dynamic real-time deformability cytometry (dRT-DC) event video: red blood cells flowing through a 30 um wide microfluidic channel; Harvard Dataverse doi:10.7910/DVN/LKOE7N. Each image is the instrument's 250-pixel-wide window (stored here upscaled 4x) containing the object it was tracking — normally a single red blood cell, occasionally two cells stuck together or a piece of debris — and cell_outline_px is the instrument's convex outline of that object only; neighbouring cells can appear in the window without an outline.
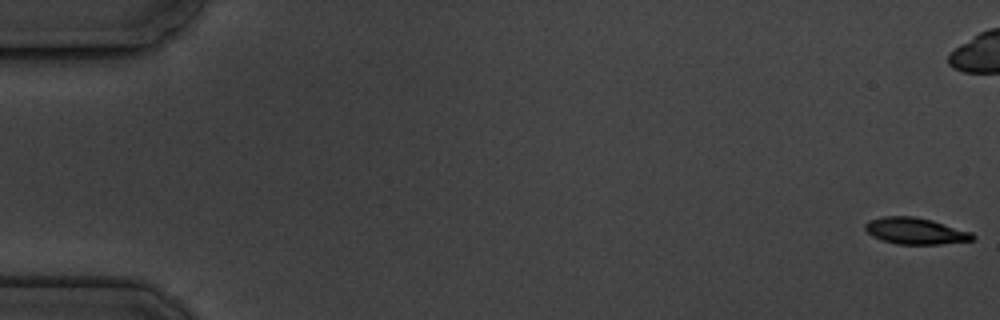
{"species": "common noctule bat (a hibernating species)", "species_latin": "Nyctalus noctula", "temperature_condition": "cold", "stored_images_in_passage": 9, "camera_frame_rate_fps": 3000, "um_per_image_px": 0.085, "animal": {"sex": "male", "body_mass_g": 19.5, "forearm_length_mm": 54.6}, "frame": {"image": 1, "passage_image": 1, "time_ms": 0.0, "image_size_px": [1000, 320], "cell_outline_px": [[976, 236], [972, 240], [940, 244], [896, 244], [872, 236], [864, 228], [864, 224], [868, 220], [884, 216], [912, 216], [932, 220], [972, 232]], "centroid_in_image_um": [77.8, 19.62], "position_along_channel_um": 7.2, "area_um2": 16.53}}